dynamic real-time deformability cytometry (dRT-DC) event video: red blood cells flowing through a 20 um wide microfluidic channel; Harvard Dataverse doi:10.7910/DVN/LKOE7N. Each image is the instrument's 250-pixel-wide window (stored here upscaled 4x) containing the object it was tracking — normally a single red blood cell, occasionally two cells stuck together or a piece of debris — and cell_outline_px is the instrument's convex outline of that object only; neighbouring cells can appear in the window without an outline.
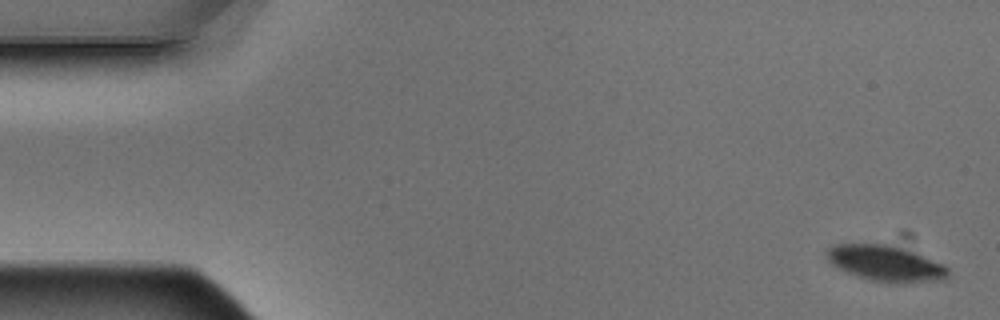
{"species": "Egyptian fruit bat (a non-hibernating species)", "species_latin": "Rousettus aegyptiacus", "temperature_condition": "warm", "stored_images_in_passage": 5, "camera_frame_rate_fps": 3000, "um_per_image_px": 0.085, "animal": {"sex": "male"}, "frame": {"image": 1, "passage_image": 1, "time_ms": 0.0, "image_size_px": [1000, 320], "cell_outline_px": [[948, 276], [944, 280], [892, 284], [872, 280], [856, 276], [832, 264], [828, 260], [824, 252], [832, 244], [888, 244], [912, 252], [944, 264], [948, 268]], "centroid_in_image_um": [75.27, 22.4], "position_along_channel_um": 9.7, "area_um2": 25.26}}
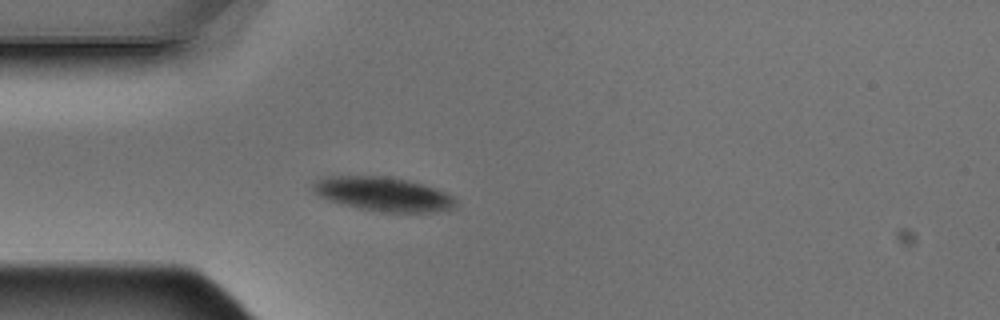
{"frame": {"image": 2, "passage_image": 5, "time_ms": 1.333, "image_size_px": [1000, 320], "cell_outline_px": [[456, 208], [436, 212], [380, 212], [360, 208], [328, 200], [320, 196], [312, 188], [312, 184], [316, 180], [324, 176], [388, 176], [408, 180], [424, 184], [436, 188], [452, 196], [456, 200]], "centroid_in_image_um": [32.6, 16.49], "position_along_channel_um": 52.4, "area_um2": 28.44}}